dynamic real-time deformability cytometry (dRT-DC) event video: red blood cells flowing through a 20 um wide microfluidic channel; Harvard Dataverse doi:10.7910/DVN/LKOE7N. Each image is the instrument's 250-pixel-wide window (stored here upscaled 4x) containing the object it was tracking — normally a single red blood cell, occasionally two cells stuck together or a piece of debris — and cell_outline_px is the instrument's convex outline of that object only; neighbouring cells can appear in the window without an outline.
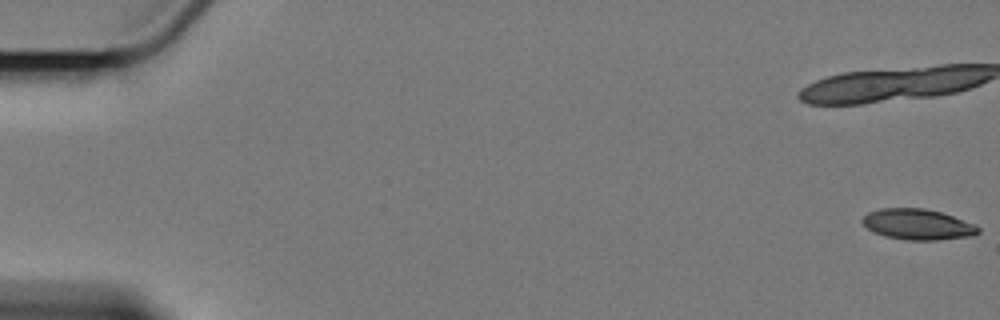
{"species": "Egyptian fruit bat (a non-hibernating species)", "species_latin": "Rousettus aegyptiacus", "temperature_condition": "cold", "stored_images_in_passage": 12, "camera_frame_rate_fps": 3000, "um_per_image_px": 0.085, "animal": {"sex": "female"}, "frame": {"image": 1, "passage_image": 1, "time_ms": 0.0, "image_size_px": [1000, 320], "cell_outline_px": [[980, 232], [972, 236], [940, 240], [908, 240], [884, 236], [872, 232], [860, 220], [868, 212], [880, 208], [924, 208], [940, 212], [976, 224], [980, 228]], "centroid_in_image_um": [78.01, 19.07], "position_along_channel_um": 7.0, "area_um2": 20.87}}